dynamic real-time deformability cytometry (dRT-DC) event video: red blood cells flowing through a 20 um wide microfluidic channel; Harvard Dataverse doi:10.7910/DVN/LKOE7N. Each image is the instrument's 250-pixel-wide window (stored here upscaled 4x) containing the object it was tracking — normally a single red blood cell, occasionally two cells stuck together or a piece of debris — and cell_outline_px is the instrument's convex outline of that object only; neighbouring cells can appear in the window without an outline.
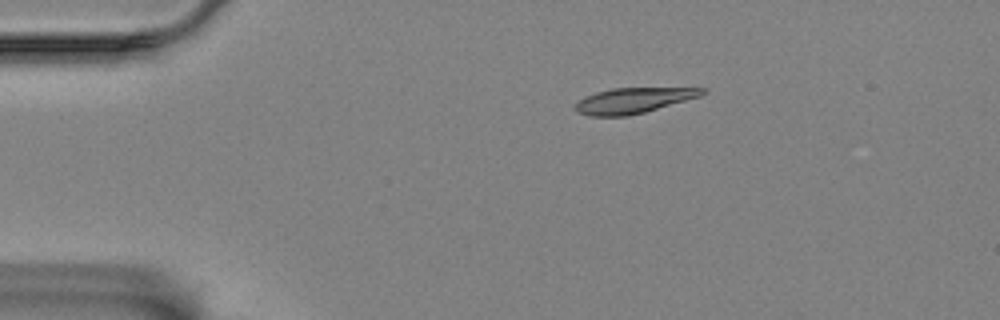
{"species": "Egyptian fruit bat (a non-hibernating species)", "species_latin": "Rousettus aegyptiacus", "temperature_condition": "room temperature", "stored_images_in_passage": 8, "camera_frame_rate_fps": 3000, "um_per_image_px": 0.085, "animal": {"sex": "female"}, "frame": {"image": 1, "passage_image": 1, "time_ms": 0.0, "image_size_px": [1000, 320], "cell_outline_px": [[708, 92], [700, 96], [644, 112], [628, 116], [588, 116], [576, 112], [576, 104], [584, 96], [596, 92], [612, 88], [708, 88]], "centroid_in_image_um": [53.83, 8.54], "position_along_channel_um": 31.2, "area_um2": 18.73}}